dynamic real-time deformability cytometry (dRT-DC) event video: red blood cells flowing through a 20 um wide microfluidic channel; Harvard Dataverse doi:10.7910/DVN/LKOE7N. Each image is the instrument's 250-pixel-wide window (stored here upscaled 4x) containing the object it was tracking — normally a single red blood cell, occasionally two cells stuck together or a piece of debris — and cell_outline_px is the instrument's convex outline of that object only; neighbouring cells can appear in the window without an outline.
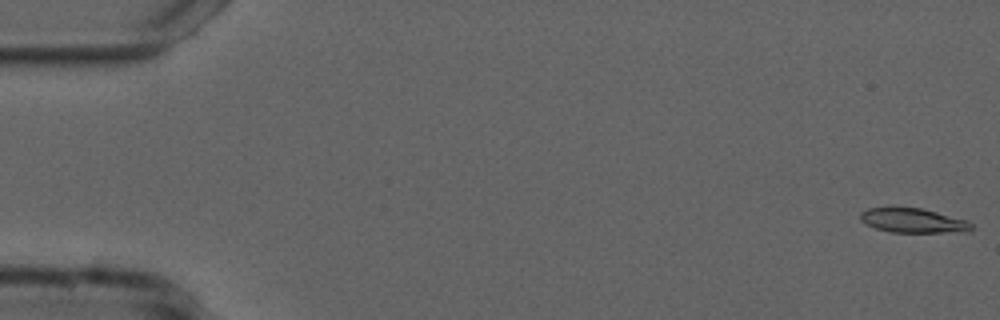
{"species": "common noctule bat (a hibernating species)", "species_latin": "Nyctalus noctula", "temperature_condition": "cold", "stored_images_in_passage": 15, "camera_frame_rate_fps": 3000, "um_per_image_px": 0.085, "animal": {"sex": "male", "forearm_length_mm": 52.5}, "frame": {"image": 1, "passage_image": 1, "time_ms": 0.0, "image_size_px": [1000, 320], "cell_outline_px": [[972, 228], [968, 232], [892, 232], [876, 228], [860, 220], [860, 212], [868, 208], [920, 208], [968, 220], [972, 224]], "centroid_in_image_um": [77.64, 18.75], "position_along_channel_um": 7.4, "area_um2": 15.61}}
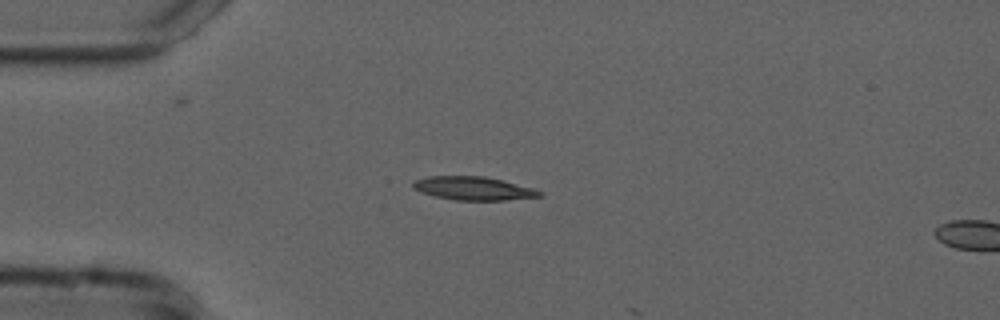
{"frame": {"image": 2, "passage_image": 14, "time_ms": 4.333, "image_size_px": [1000, 320], "cell_outline_px": [[544, 196], [504, 200], [456, 200], [436, 196], [420, 192], [412, 188], [412, 184], [416, 180], [428, 176], [484, 176], [532, 188], [544, 192]], "centroid_in_image_um": [40.23, 16.01], "position_along_channel_um": 44.8, "area_um2": 17.11}}